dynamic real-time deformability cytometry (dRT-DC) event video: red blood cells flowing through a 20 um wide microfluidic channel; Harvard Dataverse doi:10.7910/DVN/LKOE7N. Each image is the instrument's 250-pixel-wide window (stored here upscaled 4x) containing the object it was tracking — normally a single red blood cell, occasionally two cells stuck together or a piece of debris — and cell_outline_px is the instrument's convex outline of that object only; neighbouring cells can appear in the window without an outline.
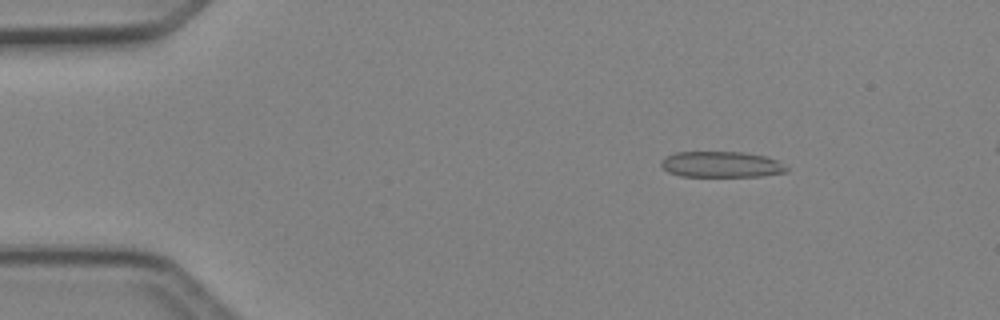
{"species": "Egyptian fruit bat (a non-hibernating species)", "species_latin": "Rousettus aegyptiacus", "temperature_condition": "cold", "stored_images_in_passage": 22, "camera_frame_rate_fps": 3000, "um_per_image_px": 0.085, "animal": {"sex": "female"}, "frame": {"image": 1, "passage_image": 7, "time_ms": 2.0, "image_size_px": [1000, 320], "cell_outline_px": [[788, 172], [764, 176], [680, 176], [668, 172], [660, 164], [660, 160], [676, 152], [744, 152], [764, 156], [776, 160], [788, 168]], "centroid_in_image_um": [61.31, 13.98], "position_along_channel_um": 23.7, "area_um2": 18.9}}
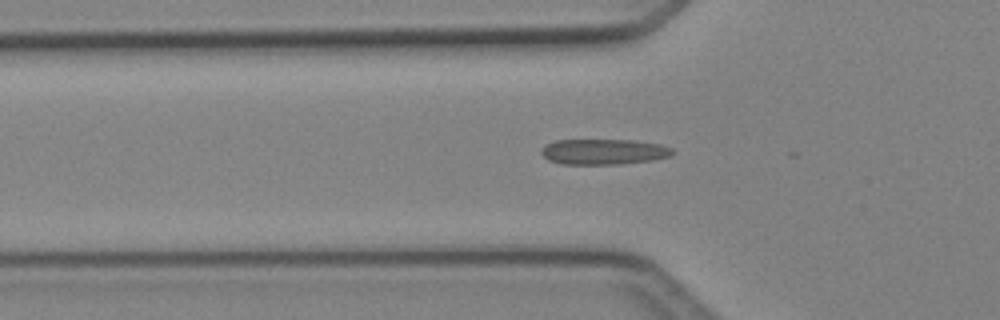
{"frame": {"image": 2, "passage_image": 16, "time_ms": 5.0, "image_size_px": [1000, 320], "cell_outline_px": [[676, 152], [672, 156], [652, 160], [620, 164], [560, 164], [548, 160], [540, 152], [540, 148], [544, 144], [556, 140], [632, 140], [660, 144], [672, 148]], "centroid_in_image_um": [51.3, 12.9], "position_along_channel_um": 74.5, "area_um2": 19.77}}
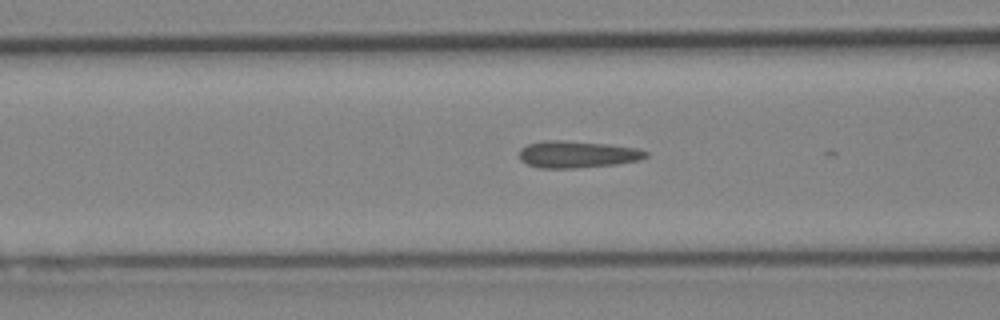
{"frame": {"image": 3, "passage_image": 19, "time_ms": 6.0, "image_size_px": [1000, 320], "cell_outline_px": [[648, 156], [640, 160], [616, 164], [576, 168], [540, 168], [528, 164], [520, 160], [520, 148], [528, 144], [544, 140], [564, 140], [608, 144], [640, 148], [648, 152]], "centroid_in_image_um": [49.09, 13.11], "position_along_channel_um": 117.5, "area_um2": 20.0}}